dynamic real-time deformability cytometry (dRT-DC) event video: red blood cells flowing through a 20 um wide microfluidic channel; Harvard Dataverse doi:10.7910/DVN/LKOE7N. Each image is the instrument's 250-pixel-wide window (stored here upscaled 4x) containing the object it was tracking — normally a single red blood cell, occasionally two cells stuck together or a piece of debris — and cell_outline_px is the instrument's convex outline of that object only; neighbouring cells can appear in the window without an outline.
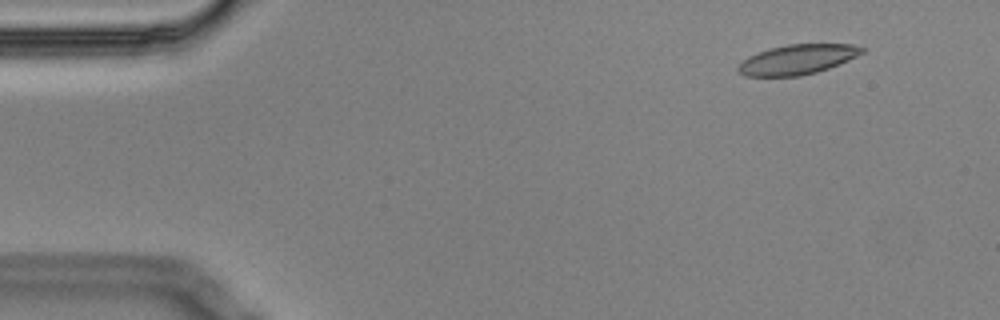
{"species": "Egyptian fruit bat (a non-hibernating species)", "species_latin": "Rousettus aegyptiacus", "temperature_condition": "cold", "stored_images_in_passage": 4, "camera_frame_rate_fps": 3000, "um_per_image_px": 0.085, "animal": {"sex": "male"}, "frame": {"image": 1, "passage_image": 1, "time_ms": 0.0, "image_size_px": [1000, 320], "cell_outline_px": [[868, 48], [864, 52], [840, 64], [816, 72], [800, 76], [744, 76], [736, 68], [748, 56], [756, 52], [768, 48], [788, 44], [852, 44]], "centroid_in_image_um": [67.79, 5.04], "position_along_channel_um": 17.2, "area_um2": 21.62}}
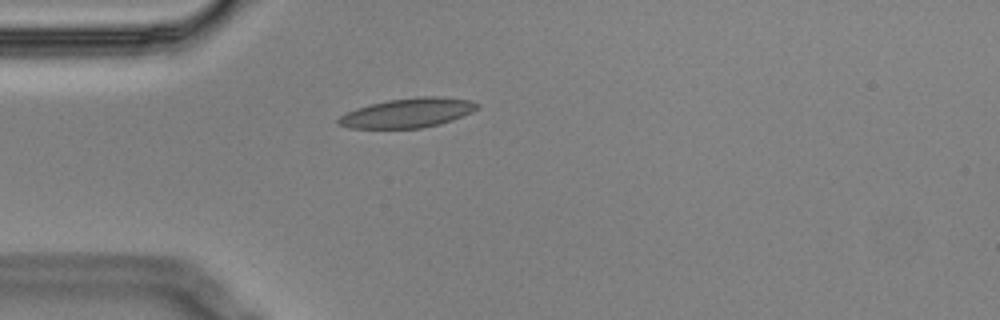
{"frame": {"image": 2, "passage_image": 4, "time_ms": 1.0, "image_size_px": [1000, 320], "cell_outline_px": [[480, 108], [472, 112], [452, 120], [440, 124], [424, 128], [348, 128], [336, 124], [336, 120], [344, 112], [356, 108], [388, 100], [420, 96], [436, 96], [468, 100], [480, 104]], "centroid_in_image_um": [34.63, 9.6], "position_along_channel_um": 50.4, "area_um2": 23.93}}